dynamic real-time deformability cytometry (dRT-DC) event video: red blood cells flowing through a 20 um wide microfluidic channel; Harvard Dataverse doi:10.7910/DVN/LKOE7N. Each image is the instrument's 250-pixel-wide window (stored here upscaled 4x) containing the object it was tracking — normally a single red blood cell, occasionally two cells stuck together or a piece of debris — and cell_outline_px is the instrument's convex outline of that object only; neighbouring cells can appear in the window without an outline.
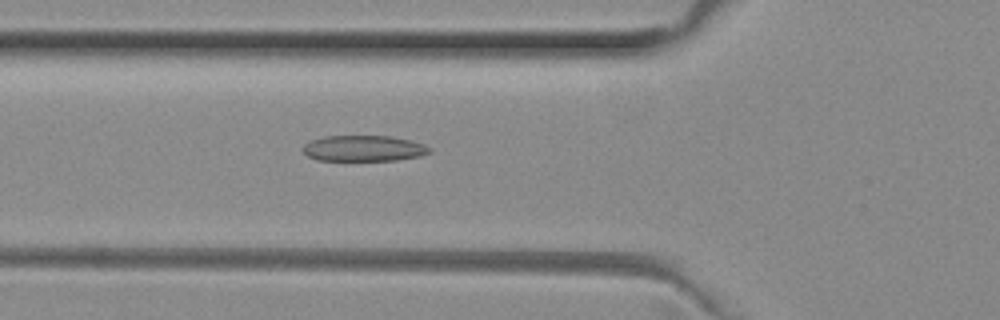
{"species": "common noctule bat (a hibernating species)", "species_latin": "Nyctalus noctula", "temperature_condition": "room temperature", "stored_images_in_passage": 48, "camera_frame_rate_fps": 3000, "um_per_image_px": 0.085, "animal": {"sex": "female", "body_mass_g": 29.2, "forearm_length_mm": 56.3}, "frame": {"image": 1, "passage_image": 15, "time_ms": 4.667, "image_size_px": [1000, 320], "cell_outline_px": [[432, 152], [420, 156], [396, 160], [316, 160], [308, 156], [304, 152], [304, 144], [312, 140], [324, 136], [392, 136], [424, 144], [432, 148]], "centroid_in_image_um": [30.94, 12.61], "position_along_channel_um": 94.9, "area_um2": 19.02}}
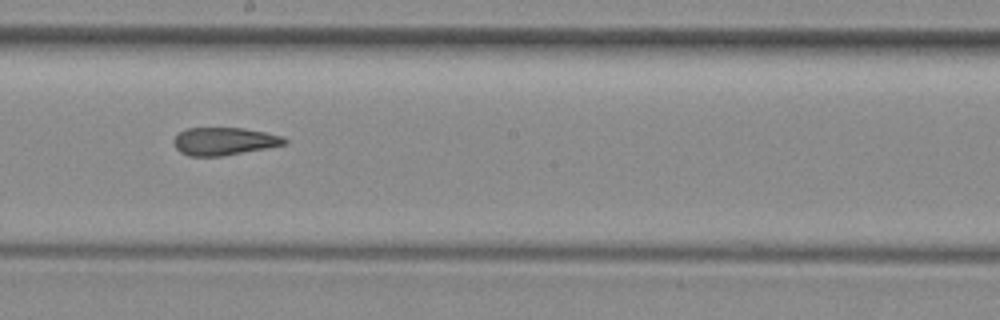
{"frame": {"image": 2, "passage_image": 25, "time_ms": 8.0, "image_size_px": [1000, 320], "cell_outline_px": [[288, 140], [284, 144], [264, 148], [220, 156], [188, 156], [180, 152], [176, 148], [172, 140], [180, 132], [188, 128], [244, 128], [284, 136]], "centroid_in_image_um": [19.02, 12.0], "position_along_channel_um": 229.2, "area_um2": 17.69}}
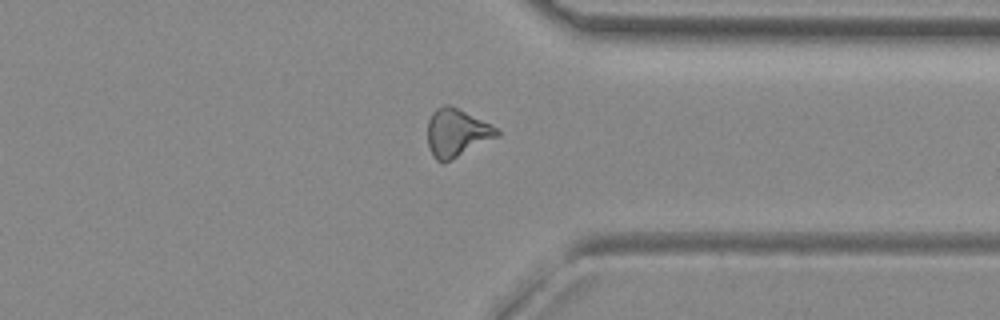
{"frame": {"image": 3, "passage_image": 36, "time_ms": 11.667, "image_size_px": [1000, 320], "cell_outline_px": [[500, 136], [448, 160], [436, 160], [432, 156], [428, 148], [428, 120], [432, 112], [436, 108], [444, 104], [448, 104], [500, 128]], "centroid_in_image_um": [38.83, 11.26], "position_along_channel_um": 372.6, "area_um2": 19.19}, "authors_computed_cell_mechanics": {"area_um2": 19.1029, "velocity_mm_per_s": 4.0108, "shape_relaxation_time_tau1_ms": null, "shape_relaxation_time_tau2_ms": 2.6009, "deformation_change_tau1": null, "deformation_change_tau2": 0.1108}}